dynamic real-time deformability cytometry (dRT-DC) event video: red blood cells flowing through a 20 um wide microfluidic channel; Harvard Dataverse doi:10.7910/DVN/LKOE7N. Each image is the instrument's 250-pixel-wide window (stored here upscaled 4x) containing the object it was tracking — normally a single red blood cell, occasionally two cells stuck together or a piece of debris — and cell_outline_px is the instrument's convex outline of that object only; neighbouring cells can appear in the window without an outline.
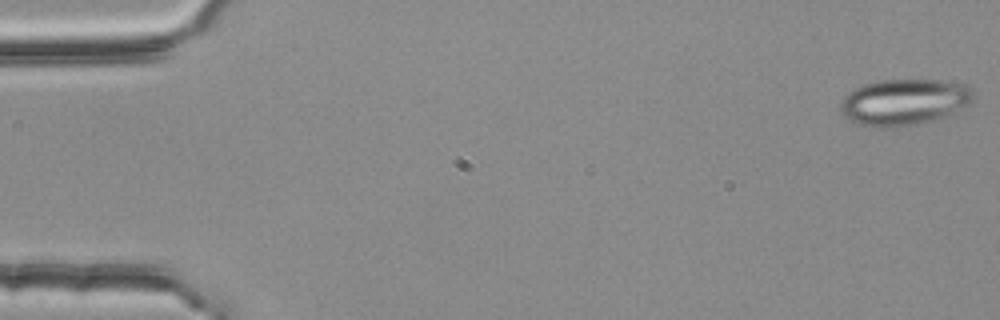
{"species": "common noctule bat (a hibernating species)", "species_latin": "Nyctalus noctula", "temperature_condition": "room temperature", "stored_images_in_passage": 54, "camera_frame_rate_fps": 3000, "um_per_image_px": 0.085, "animal": {"sex": "female", "body_mass_g": 25.1}, "frame": {"image": 1, "passage_image": 1, "time_ms": 0.0, "image_size_px": [1000, 320], "cell_outline_px": [[972, 100], [968, 104], [944, 116], [920, 124], [888, 128], [880, 128], [856, 124], [844, 116], [840, 108], [840, 104], [844, 96], [852, 88], [864, 84], [880, 80], [940, 80], [964, 84], [972, 88]], "centroid_in_image_um": [76.79, 8.68], "position_along_channel_um": 8.2, "area_um2": 35.84}}
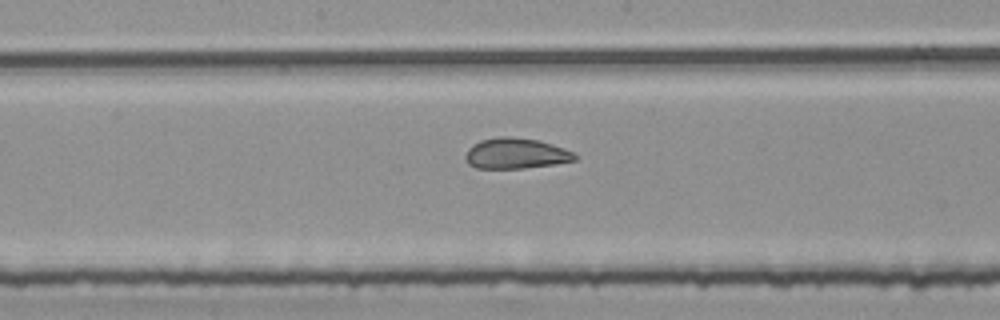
{"frame": {"image": 2, "passage_image": 28, "time_ms": 9.0, "image_size_px": [1000, 320], "cell_outline_px": [[576, 160], [556, 164], [524, 168], [476, 168], [468, 164], [464, 160], [464, 156], [468, 148], [472, 144], [480, 140], [496, 136], [512, 136], [540, 140], [564, 148], [572, 152], [576, 156]], "centroid_in_image_um": [43.8, 13.03], "position_along_channel_um": 204.4, "area_um2": 19.83}}
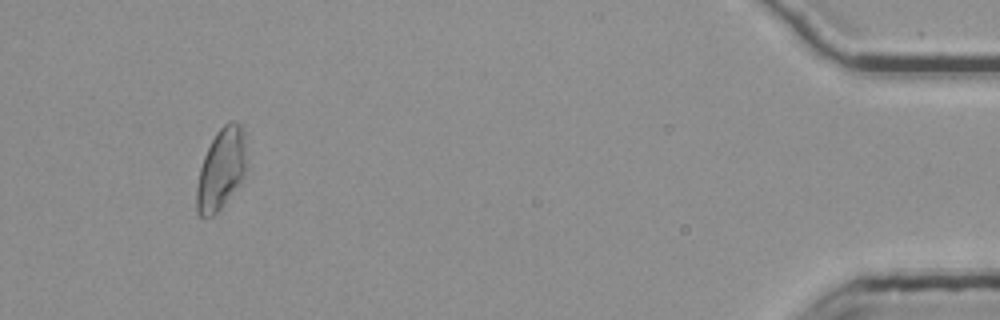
{"frame": {"image": 3, "passage_image": 51, "time_ms": 16.667, "image_size_px": [1000, 320], "cell_outline_px": [[244, 176], [220, 208], [212, 216], [200, 216], [196, 212], [196, 188], [200, 168], [204, 156], [216, 132], [228, 120], [232, 120], [240, 124], [244, 136]], "centroid_in_image_um": [18.75, 14.36], "position_along_channel_um": 416.4, "area_um2": 22.95}, "authors_computed_cell_mechanics": {"area_um2": 21.5883, "velocity_mm_per_s": 3.7705, "shape_relaxation_time_tau1_ms": null, "shape_relaxation_time_tau2_ms": 0.899, "deformation_change_tau1": null, "deformation_change_tau2": 0.0716}}